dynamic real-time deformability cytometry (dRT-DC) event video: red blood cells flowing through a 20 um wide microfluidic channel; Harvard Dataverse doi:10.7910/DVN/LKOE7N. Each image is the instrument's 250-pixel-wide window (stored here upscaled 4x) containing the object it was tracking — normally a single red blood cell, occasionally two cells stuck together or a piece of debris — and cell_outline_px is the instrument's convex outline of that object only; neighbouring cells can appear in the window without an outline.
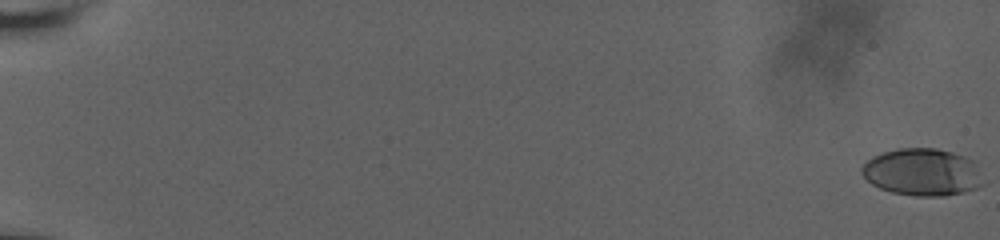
{"species": "human", "species_latin": "Homo sapiens", "temperature_condition": "room temperature", "stored_images_in_passage": 62, "camera_frame_rate_fps": 3000, "um_per_image_px": 0.085, "donor": {"sex": "male"}, "frame": {"image": 1, "passage_image": 1, "time_ms": 0.0, "image_size_px": [1000, 240], "cell_outline_px": [[984, 184], [976, 188], [964, 192], [944, 196], [916, 196], [892, 192], [880, 188], [872, 184], [860, 172], [860, 168], [872, 156], [884, 152], [900, 148], [936, 148], [952, 152], [964, 156], [972, 160]], "centroid_in_image_um": [78.38, 14.63], "position_along_channel_um": 6.6, "area_um2": 33.23}}
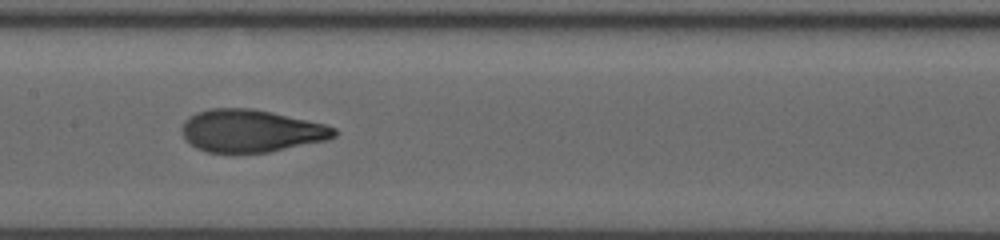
{"frame": {"image": 2, "passage_image": 35, "time_ms": 11.333, "image_size_px": [1000, 240], "cell_outline_px": [[336, 136], [328, 140], [268, 152], [208, 152], [196, 148], [184, 136], [184, 120], [196, 112], [212, 108], [252, 108], [272, 112], [324, 124], [336, 128]], "centroid_in_image_um": [21.37, 11.11], "position_along_channel_um": 186.0, "area_um2": 37.34}}
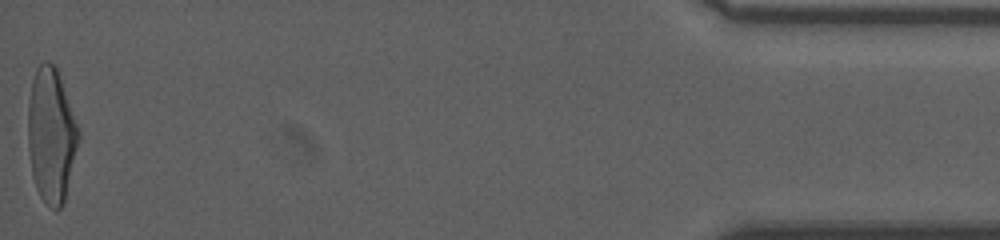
{"frame": {"image": 3, "passage_image": 62, "time_ms": 20.333, "image_size_px": [1000, 240], "cell_outline_px": [[80, 140], [64, 204], [56, 212], [44, 204], [36, 188], [32, 176], [28, 148], [28, 104], [32, 80], [36, 68], [44, 60], [48, 60], [56, 64], [80, 132]], "centroid_in_image_um": [4.36, 11.52], "position_along_channel_um": 430.8, "area_um2": 40.4}, "authors_computed_cell_mechanics": {"area_um2": 37.1365, "velocity_mm_per_s": 3.6647, "shape_relaxation_time_tau1_ms": 5.5493, "shape_relaxation_time_tau2_ms": 0.825, "deformation_change_tau1": 0.2286, "deformation_change_tau2": 0.0713}}